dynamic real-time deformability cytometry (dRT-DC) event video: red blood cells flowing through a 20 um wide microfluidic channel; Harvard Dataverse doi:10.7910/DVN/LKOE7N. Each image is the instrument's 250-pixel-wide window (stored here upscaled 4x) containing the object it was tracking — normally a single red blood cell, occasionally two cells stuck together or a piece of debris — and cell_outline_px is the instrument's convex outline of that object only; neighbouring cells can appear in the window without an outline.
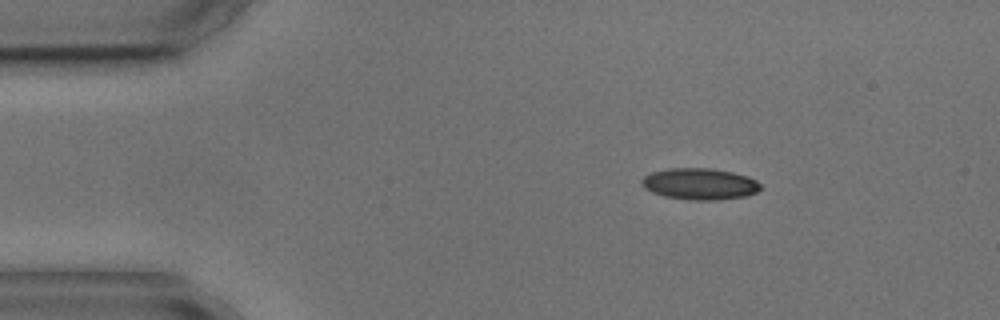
{"species": "common noctule bat (a hibernating species)", "species_latin": "Nyctalus noctula", "temperature_condition": "cold", "stored_images_in_passage": 2, "camera_frame_rate_fps": 3000, "um_per_image_px": 0.085, "animal": {"sex": "male", "body_mass_g": 17.9, "forearm_length_mm": 54.2}, "frame": {"image": 1, "passage_image": 1, "time_ms": 0.0, "image_size_px": [1000, 320], "cell_outline_px": [[764, 188], [756, 192], [744, 196], [716, 200], [688, 200], [664, 196], [652, 192], [644, 188], [640, 180], [644, 176], [652, 172], [668, 168], [712, 168], [732, 172], [748, 176], [756, 180]], "centroid_in_image_um": [59.48, 15.63], "position_along_channel_um": 25.5, "area_um2": 21.91}}